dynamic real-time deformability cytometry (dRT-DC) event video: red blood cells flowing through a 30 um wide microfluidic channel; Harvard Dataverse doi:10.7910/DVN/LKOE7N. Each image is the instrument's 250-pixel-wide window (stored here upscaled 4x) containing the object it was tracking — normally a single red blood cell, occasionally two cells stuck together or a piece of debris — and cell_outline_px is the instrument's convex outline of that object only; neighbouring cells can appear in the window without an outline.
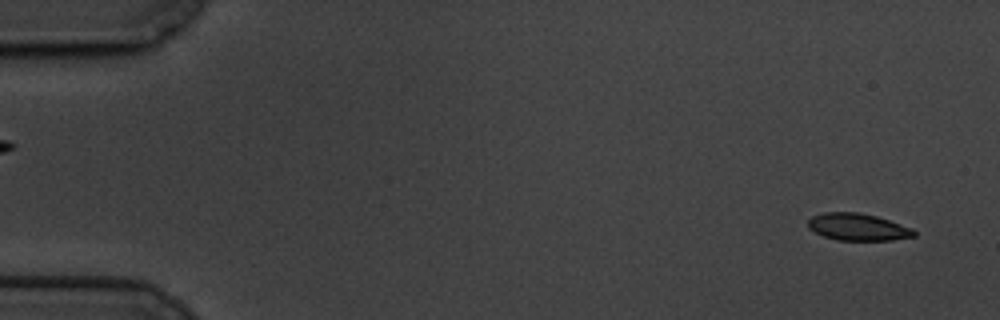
{"species": "common noctule bat (a hibernating species)", "species_latin": "Nyctalus noctula", "temperature_condition": "cold", "stored_images_in_passage": 59, "camera_frame_rate_fps": 3000, "um_per_image_px": 0.085, "animal": {"sex": "male", "body_mass_g": 19.5, "forearm_length_mm": 54.6}, "frame": {"image": 1, "passage_image": 3, "time_ms": 0.667, "image_size_px": [1000, 320], "cell_outline_px": [[916, 236], [892, 240], [836, 240], [824, 236], [808, 228], [808, 220], [812, 216], [824, 212], [860, 212], [876, 216], [912, 228], [916, 232]], "centroid_in_image_um": [72.91, 19.29], "position_along_channel_um": 12.1, "area_um2": 16.7}}
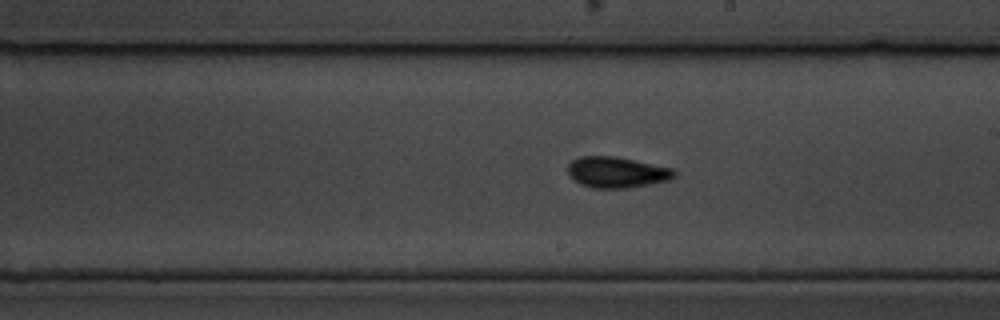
{"frame": {"image": 2, "passage_image": 34, "time_ms": 11.0, "image_size_px": [1000, 320], "cell_outline_px": [[676, 176], [672, 180], [628, 188], [592, 188], [580, 184], [572, 180], [568, 176], [568, 164], [572, 160], [580, 156], [616, 156], [672, 168], [676, 172]], "centroid_in_image_um": [52.41, 14.65], "position_along_channel_um": 236.6, "area_um2": 19.48}}
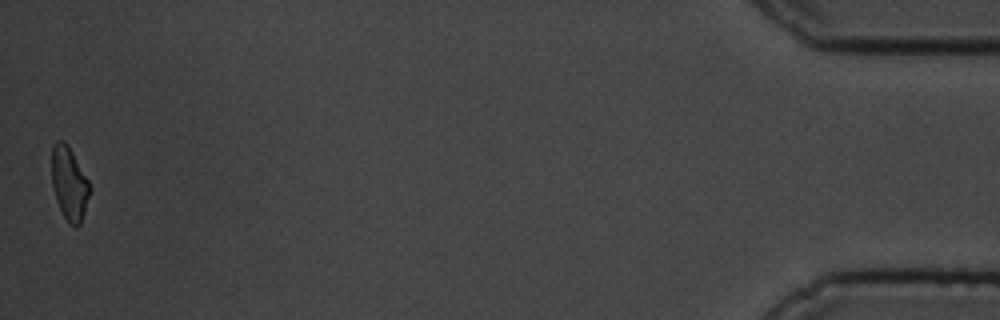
{"frame": {"image": 3, "passage_image": 59, "time_ms": 19.333, "image_size_px": [1000, 320], "cell_outline_px": [[88, 196], [84, 212], [80, 224], [76, 228], [68, 224], [56, 200], [52, 188], [52, 144], [56, 140], [64, 140], [68, 144], [88, 180]], "centroid_in_image_um": [5.85, 15.57], "position_along_channel_um": 429.4, "area_um2": 16.07}, "authors_computed_cell_mechanics": {"area_um2": 17.8024, "velocity_mm_per_s": 3.383, "shape_relaxation_time_tau1_ms": 2.9264, "shape_relaxation_time_tau2_ms": 3.4071, "deformation_change_tau1": 0.109, "deformation_change_tau2": 0.0919}}